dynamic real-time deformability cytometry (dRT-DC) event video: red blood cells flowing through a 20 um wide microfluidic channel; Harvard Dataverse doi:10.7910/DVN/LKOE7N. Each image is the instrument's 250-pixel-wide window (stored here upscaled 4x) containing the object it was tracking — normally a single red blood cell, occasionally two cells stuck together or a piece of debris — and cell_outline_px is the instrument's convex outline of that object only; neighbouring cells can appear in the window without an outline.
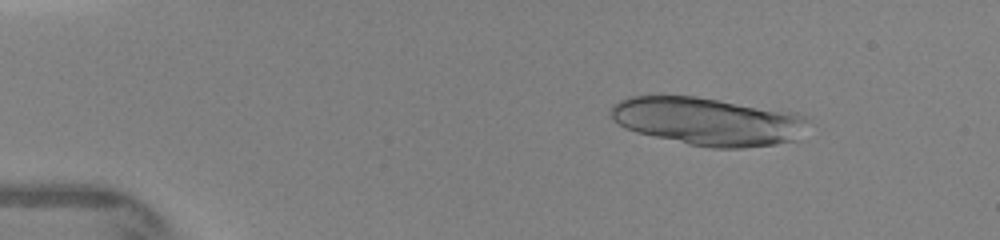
{"species": "human", "species_latin": "Homo sapiens", "temperature_condition": "warm", "stored_images_in_passage": 3, "camera_frame_rate_fps": 3000, "um_per_image_px": 0.085, "donor": {"sex": "female"}, "frame": {"image": 1, "passage_image": 1, "time_ms": 0.0, "image_size_px": [1000, 240], "cell_outline_px": [[808, 120], [796, 140], [776, 144], [740, 148], [712, 148], [688, 144], [636, 132], [624, 128], [608, 112], [612, 104], [628, 96], [696, 96], [796, 112], [808, 116]], "centroid_in_image_um": [60.16, 10.3], "position_along_channel_um": 24.8, "area_um2": 55.14}}
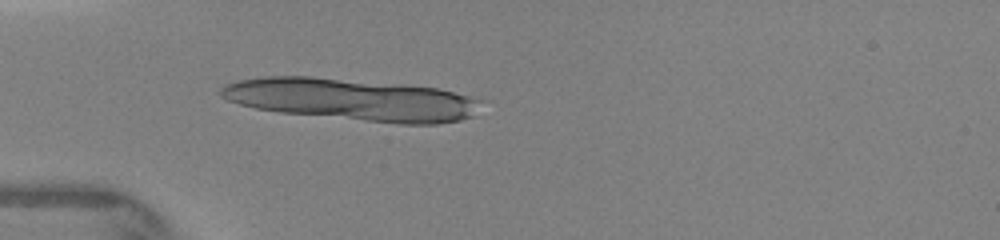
{"frame": {"image": 2, "passage_image": 3, "time_ms": 2.333, "image_size_px": [1000, 240], "cell_outline_px": [[480, 100], [472, 116], [460, 120], [436, 124], [400, 124], [280, 112], [256, 108], [240, 104], [228, 100], [220, 96], [220, 88], [224, 84], [236, 80], [264, 76], [312, 76], [400, 84], [436, 88], [468, 96]], "centroid_in_image_um": [29.83, 8.45], "position_along_channel_um": 55.2, "area_um2": 63.29}}